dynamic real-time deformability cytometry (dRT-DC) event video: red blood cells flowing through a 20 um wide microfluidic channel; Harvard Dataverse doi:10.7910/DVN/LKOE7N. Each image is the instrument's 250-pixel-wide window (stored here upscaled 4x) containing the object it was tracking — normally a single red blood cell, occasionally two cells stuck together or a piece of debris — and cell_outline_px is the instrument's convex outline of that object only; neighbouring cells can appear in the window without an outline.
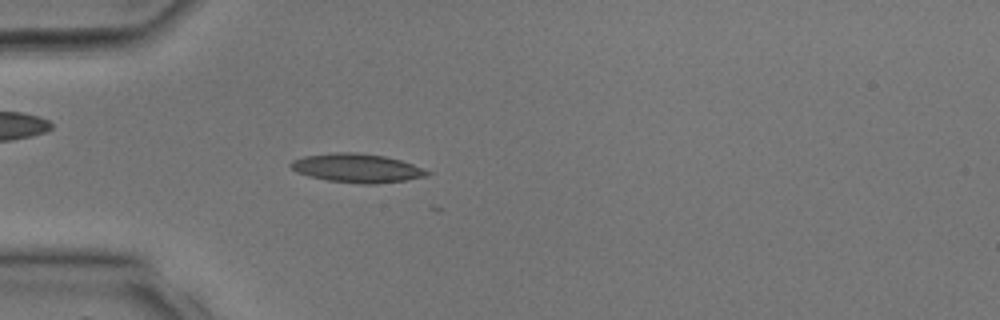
{"species": "common noctule bat (a hibernating species)", "species_latin": "Nyctalus noctula", "temperature_condition": "room temperature", "stored_images_in_passage": 6, "camera_frame_rate_fps": 3000, "um_per_image_px": 0.085, "animal": {"sex": "male", "body_mass_g": 17.9, "forearm_length_mm": 54.2}, "frame": {"image": 1, "passage_image": 5, "time_ms": 1.333, "image_size_px": [1000, 320], "cell_outline_px": [[432, 172], [428, 176], [404, 180], [376, 184], [360, 184], [328, 180], [308, 176], [296, 172], [288, 164], [292, 160], [304, 156], [332, 152], [356, 152], [384, 156], [400, 160], [412, 164]], "centroid_in_image_um": [30.32, 14.28], "position_along_channel_um": 54.7, "area_um2": 22.95}}